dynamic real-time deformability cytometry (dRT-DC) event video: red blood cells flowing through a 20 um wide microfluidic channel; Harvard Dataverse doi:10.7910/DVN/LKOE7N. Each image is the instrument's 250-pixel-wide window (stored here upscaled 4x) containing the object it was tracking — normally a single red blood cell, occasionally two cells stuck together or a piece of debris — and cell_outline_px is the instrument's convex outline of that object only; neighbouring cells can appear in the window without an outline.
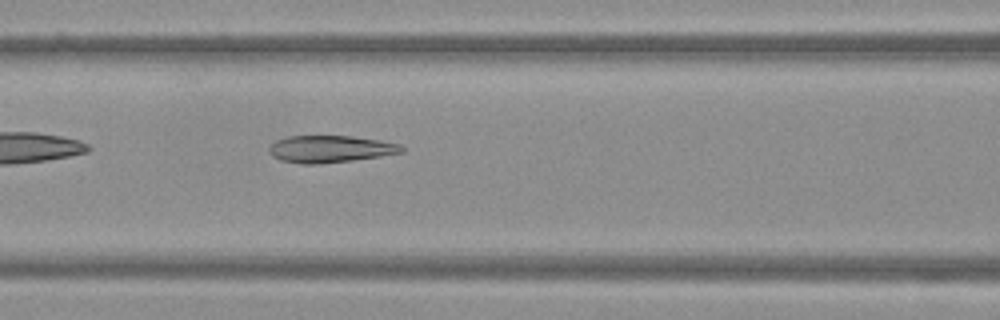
{"species": "Egyptian fruit bat (a non-hibernating species)", "species_latin": "Rousettus aegyptiacus", "temperature_condition": "warm", "stored_images_in_passage": 25, "camera_frame_rate_fps": 3000, "um_per_image_px": 0.085, "frame": {"image": 1, "passage_image": 10, "time_ms": 3.0, "image_size_px": [1000, 320], "cell_outline_px": [[404, 152], [380, 156], [352, 160], [320, 164], [300, 164], [280, 160], [272, 156], [268, 152], [268, 148], [276, 140], [288, 136], [352, 136], [380, 140], [400, 144], [404, 148]], "centroid_in_image_um": [28.05, 12.67], "position_along_channel_um": 138.6, "area_um2": 20.98}}
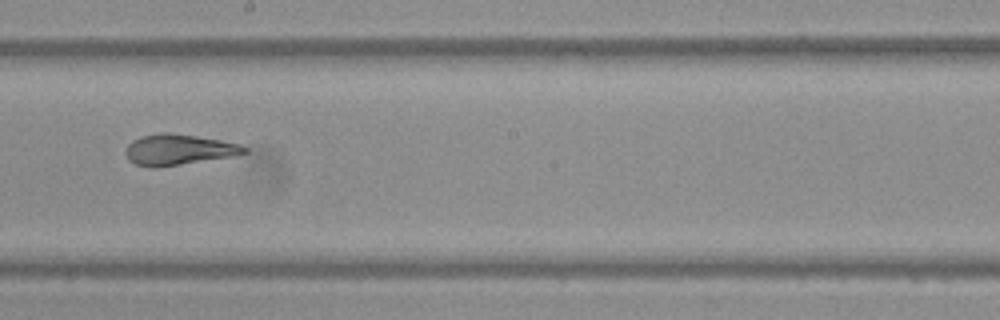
{"frame": {"image": 2, "passage_image": 17, "time_ms": 5.333, "image_size_px": [1000, 320], "cell_outline_px": [[248, 152], [232, 156], [156, 168], [152, 168], [136, 164], [128, 160], [124, 152], [128, 144], [132, 140], [140, 136], [164, 132], [168, 132], [196, 136], [220, 140], [240, 144], [248, 148]], "centroid_in_image_um": [15.14, 12.72], "position_along_channel_um": 233.1, "area_um2": 21.27}}
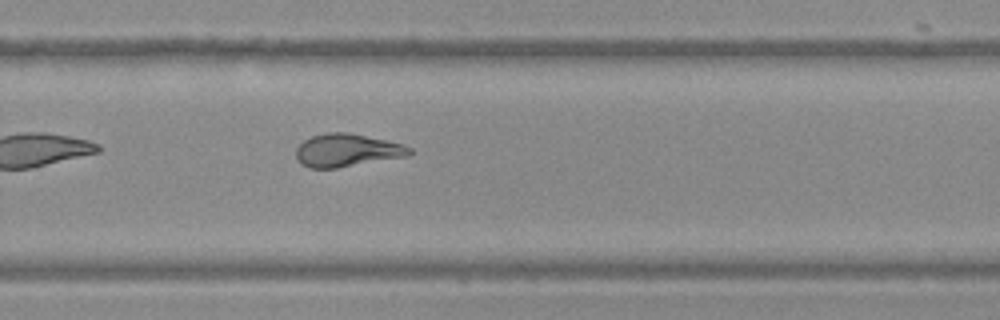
{"frame": {"image": 3, "passage_image": 22, "time_ms": 7.0, "image_size_px": [1000, 320], "cell_outline_px": [[412, 152], [408, 156], [336, 168], [308, 168], [300, 164], [296, 156], [296, 148], [304, 140], [312, 136], [328, 132], [348, 132], [404, 144], [412, 148]], "centroid_in_image_um": [29.49, 12.78], "position_along_channel_um": 300.3, "area_um2": 21.79}}